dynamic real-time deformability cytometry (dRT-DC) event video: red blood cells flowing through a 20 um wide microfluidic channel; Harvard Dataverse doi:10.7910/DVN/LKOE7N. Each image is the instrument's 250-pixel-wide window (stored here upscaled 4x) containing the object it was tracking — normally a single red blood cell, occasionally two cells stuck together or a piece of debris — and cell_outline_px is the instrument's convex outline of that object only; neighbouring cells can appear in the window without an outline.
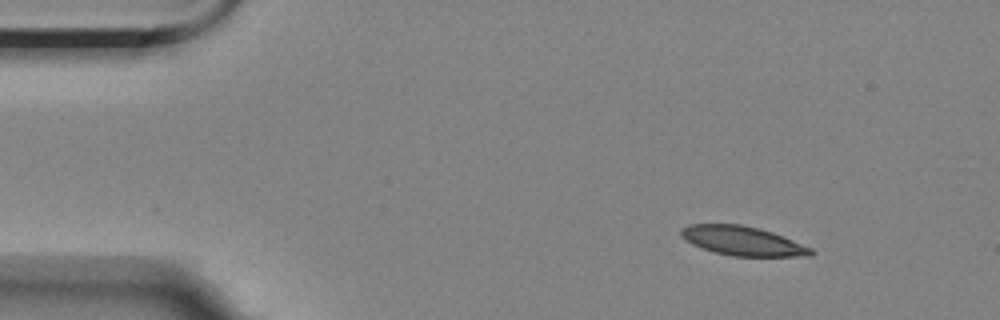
{"species": "Egyptian fruit bat (a non-hibernating species)", "species_latin": "Rousettus aegyptiacus", "temperature_condition": "room temperature", "stored_images_in_passage": 5, "camera_frame_rate_fps": 3000, "um_per_image_px": 0.085, "animal": {"sex": "female"}, "frame": {"image": 1, "passage_image": 1, "time_ms": 0.0, "image_size_px": [1000, 320], "cell_outline_px": [[816, 252], [812, 256], [732, 256], [716, 252], [692, 244], [680, 236], [680, 228], [688, 224], [740, 224], [760, 228], [772, 232], [812, 248]], "centroid_in_image_um": [63.12, 20.47], "position_along_channel_um": 21.9, "area_um2": 22.08}}
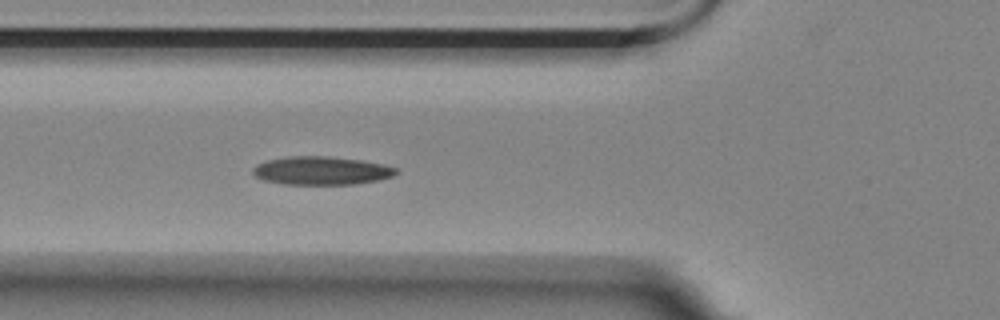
{"frame": {"image": 2, "passage_image": 5, "time_ms": 1.333, "image_size_px": [1000, 320], "cell_outline_px": [[400, 172], [392, 176], [376, 180], [356, 184], [284, 184], [264, 180], [256, 176], [252, 172], [252, 168], [256, 164], [268, 160], [288, 156], [328, 156], [360, 160], [384, 164], [396, 168]], "centroid_in_image_um": [27.31, 14.5], "position_along_channel_um": 98.5, "area_um2": 23.58}}